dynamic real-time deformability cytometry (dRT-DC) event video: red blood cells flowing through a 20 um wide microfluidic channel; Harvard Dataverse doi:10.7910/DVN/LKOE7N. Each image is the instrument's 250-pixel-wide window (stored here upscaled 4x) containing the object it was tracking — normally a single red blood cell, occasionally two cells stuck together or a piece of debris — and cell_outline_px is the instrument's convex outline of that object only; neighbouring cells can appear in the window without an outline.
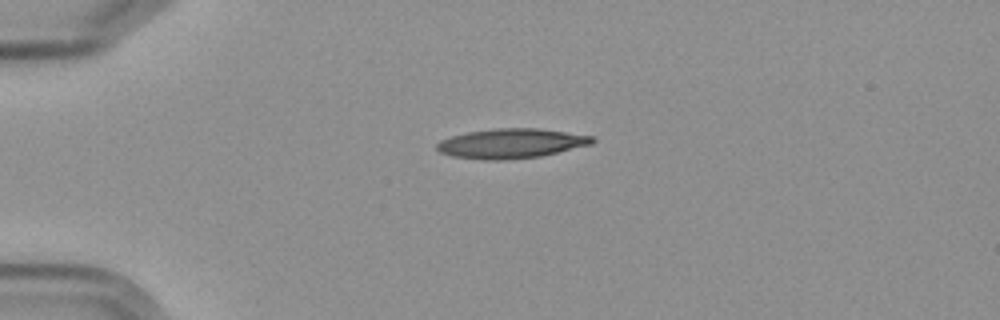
{"species": "Egyptian fruit bat (a non-hibernating species)", "species_latin": "Rousettus aegyptiacus", "temperature_condition": "cold", "stored_images_in_passage": 2, "camera_frame_rate_fps": 3000, "um_per_image_px": 0.085, "frame": {"image": 1, "passage_image": 1, "time_ms": 0.0, "image_size_px": [1000, 320], "cell_outline_px": [[596, 140], [592, 144], [540, 156], [500, 160], [480, 160], [452, 156], [440, 152], [436, 148], [436, 144], [440, 140], [452, 136], [468, 132], [496, 128], [540, 128], [592, 136]], "centroid_in_image_um": [43.43, 12.19], "position_along_channel_um": 41.6, "area_um2": 26.76}}